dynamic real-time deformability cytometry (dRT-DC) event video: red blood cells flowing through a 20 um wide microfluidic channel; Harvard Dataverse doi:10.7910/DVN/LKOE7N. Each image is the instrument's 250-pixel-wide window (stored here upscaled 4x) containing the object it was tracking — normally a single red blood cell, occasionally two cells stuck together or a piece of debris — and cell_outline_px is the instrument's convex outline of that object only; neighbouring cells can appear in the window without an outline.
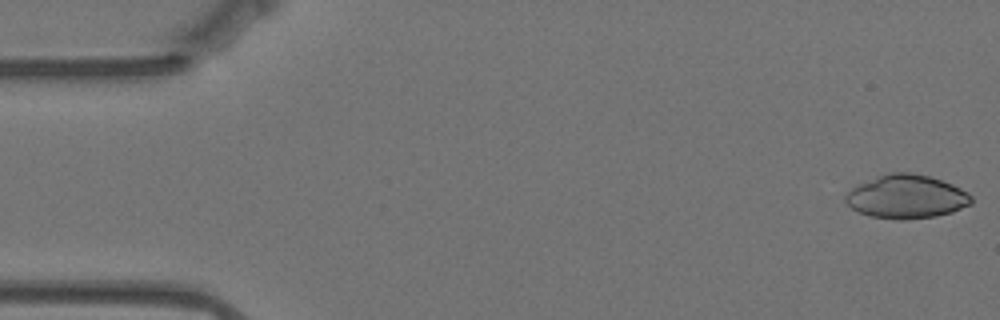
{"species": "Egyptian fruit bat (a non-hibernating species)", "species_latin": "Rousettus aegyptiacus", "temperature_condition": "warm", "stored_images_in_passage": 56, "camera_frame_rate_fps": 3000, "um_per_image_px": 0.085, "animal": {"sex": "female"}, "frame": {"image": 1, "passage_image": 1, "time_ms": 0.0, "image_size_px": [1000, 320], "cell_outline_px": [[972, 204], [952, 212], [936, 216], [908, 220], [900, 220], [868, 216], [856, 212], [844, 200], [844, 196], [852, 188], [860, 184], [888, 172], [908, 172], [928, 176], [952, 184], [968, 192], [972, 196]], "centroid_in_image_um": [77.05, 16.74], "position_along_channel_um": 7.9, "area_um2": 32.02}}
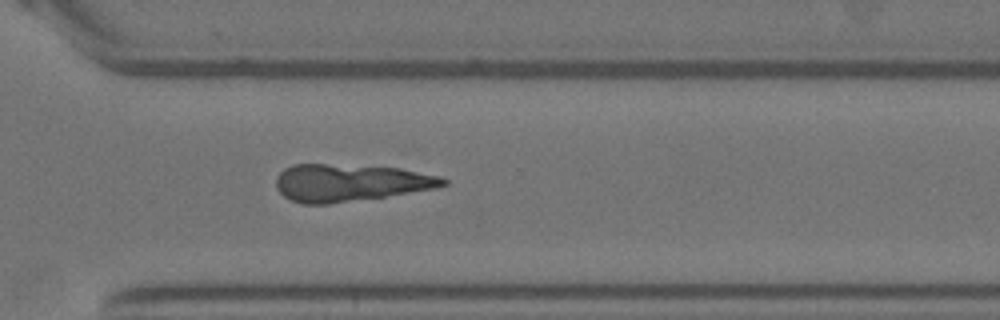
{"frame": {"image": 2, "passage_image": 40, "time_ms": 13.0, "image_size_px": [1000, 320], "cell_outline_px": [[448, 184], [436, 188], [384, 196], [328, 204], [300, 204], [284, 196], [276, 188], [276, 180], [280, 172], [284, 168], [292, 164], [324, 164], [400, 168], [440, 176], [448, 180]], "centroid_in_image_um": [29.73, 15.53], "position_along_channel_um": 340.9, "area_um2": 36.01}}
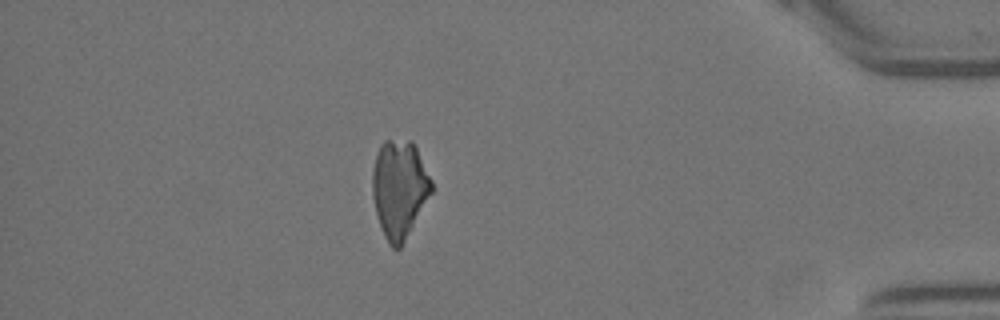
{"frame": {"image": 3, "passage_image": 49, "time_ms": 16.0, "image_size_px": [1000, 320], "cell_outline_px": [[432, 192], [400, 248], [392, 248], [388, 244], [384, 236], [376, 212], [372, 196], [372, 168], [376, 152], [380, 144], [384, 140], [412, 140], [432, 180]], "centroid_in_image_um": [33.92, 16.03], "position_along_channel_um": 401.3, "area_um2": 33.64}}